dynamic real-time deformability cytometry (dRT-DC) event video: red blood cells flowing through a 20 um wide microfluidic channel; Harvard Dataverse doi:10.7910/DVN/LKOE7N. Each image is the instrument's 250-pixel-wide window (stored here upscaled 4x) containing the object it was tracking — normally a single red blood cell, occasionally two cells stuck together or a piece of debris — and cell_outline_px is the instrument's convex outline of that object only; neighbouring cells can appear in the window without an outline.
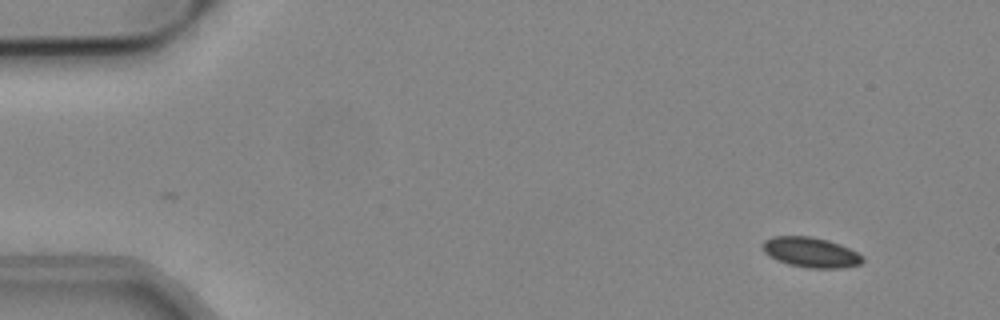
{"species": "common noctule bat (a hibernating species)", "species_latin": "Nyctalus noctula", "temperature_condition": "cold", "stored_images_in_passage": 50, "camera_frame_rate_fps": 3000, "um_per_image_px": 0.085, "animal": {"sex": "male", "body_mass_g": 19.2, "forearm_length_mm": 51.8}, "frame": {"image": 1, "passage_image": 1, "time_ms": 0.0, "image_size_px": [1000, 320], "cell_outline_px": [[864, 260], [860, 264], [840, 268], [812, 268], [788, 264], [764, 252], [764, 240], [772, 236], [812, 236], [828, 240], [840, 244], [864, 256]], "centroid_in_image_um": [68.96, 21.43], "position_along_channel_um": 16.0, "area_um2": 17.28}}
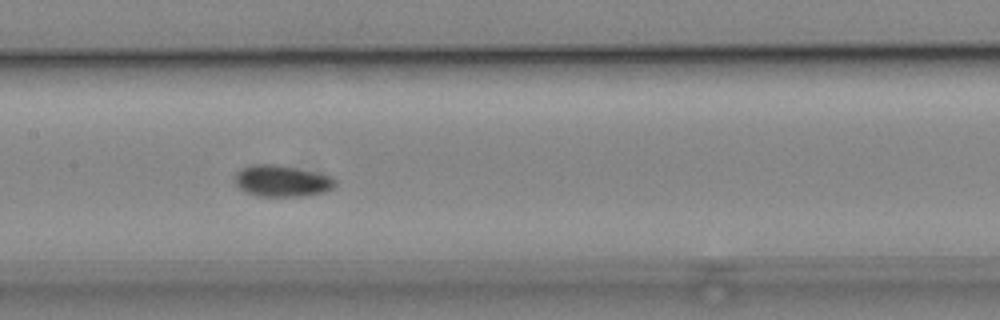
{"frame": {"image": 2, "passage_image": 23, "time_ms": 7.333, "image_size_px": [1000, 320], "cell_outline_px": [[336, 184], [328, 192], [304, 196], [256, 196], [244, 192], [236, 184], [236, 172], [240, 168], [252, 164], [276, 164], [332, 176], [336, 180]], "centroid_in_image_um": [23.96, 15.39], "position_along_channel_um": 183.4, "area_um2": 18.5}}
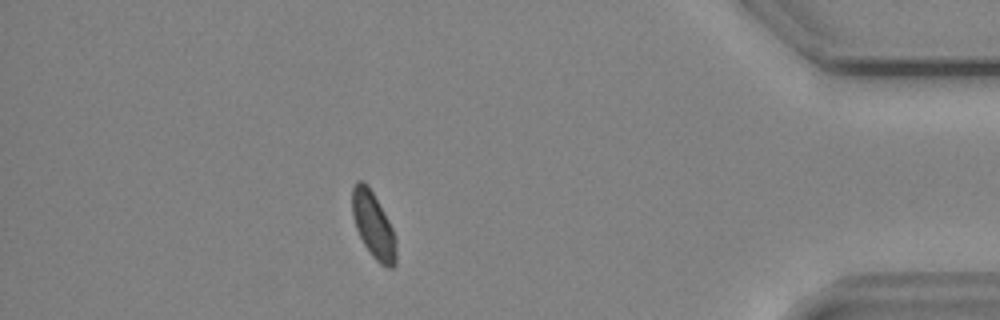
{"frame": {"image": 3, "passage_image": 44, "time_ms": 14.333, "image_size_px": [1000, 320], "cell_outline_px": [[396, 264], [392, 268], [388, 268], [380, 264], [372, 256], [364, 244], [356, 228], [352, 216], [352, 188], [356, 180], [364, 180], [368, 184], [388, 220], [392, 228], [396, 240]], "centroid_in_image_um": [31.72, 19.13], "position_along_channel_um": 403.5, "area_um2": 16.94}}